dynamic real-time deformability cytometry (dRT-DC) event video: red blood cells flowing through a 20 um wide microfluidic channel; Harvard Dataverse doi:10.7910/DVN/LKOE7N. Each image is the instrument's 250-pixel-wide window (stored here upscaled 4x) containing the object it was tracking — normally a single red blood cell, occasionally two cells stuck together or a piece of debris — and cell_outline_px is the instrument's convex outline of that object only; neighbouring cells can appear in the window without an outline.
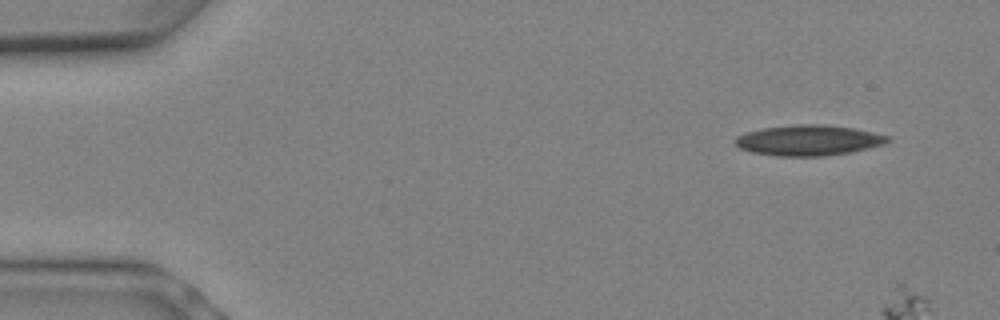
{"species": "Egyptian fruit bat (a non-hibernating species)", "species_latin": "Rousettus aegyptiacus", "temperature_condition": "warm", "stored_images_in_passage": 3, "segment_of_instrument_passage": [2, 2], "camera_frame_rate_fps": 3000, "um_per_image_px": 0.085, "animal": {"sex": "female"}, "frame": {"image": 1, "passage_image": 3, "time_ms": 0.667, "image_size_px": [1000, 320], "cell_outline_px": [[892, 140], [884, 144], [852, 152], [824, 156], [776, 156], [752, 152], [740, 148], [736, 144], [736, 136], [760, 128], [796, 124], [820, 124], [852, 128], [872, 132], [888, 136]], "centroid_in_image_um": [68.73, 11.93], "position_along_channel_um": 16.3, "area_um2": 27.05}}